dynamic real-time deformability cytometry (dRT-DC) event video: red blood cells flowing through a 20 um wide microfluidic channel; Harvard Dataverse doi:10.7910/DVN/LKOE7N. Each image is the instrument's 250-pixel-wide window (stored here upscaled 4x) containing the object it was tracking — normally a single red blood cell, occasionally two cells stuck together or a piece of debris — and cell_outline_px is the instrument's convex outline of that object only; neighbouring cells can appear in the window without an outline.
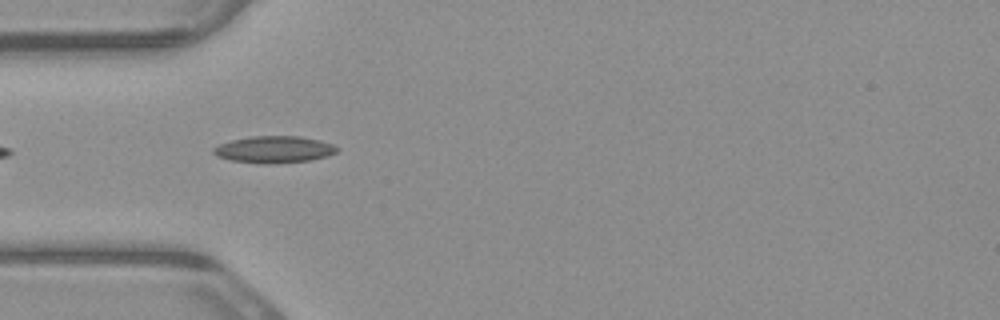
{"species": "common noctule bat (a hibernating species)", "species_latin": "Nyctalus noctula", "temperature_condition": "warm", "stored_images_in_passage": 1, "camera_frame_rate_fps": 3000, "um_per_image_px": 0.085, "animal": {"sex": "male", "body_mass_g": 23.1, "forearm_length_mm": 52.7}, "frame": {"image": 1, "passage_image": 1, "time_ms": 0.0, "image_size_px": [1000, 320], "cell_outline_px": [[340, 148], [336, 152], [328, 156], [312, 160], [268, 164], [264, 164], [232, 160], [216, 156], [212, 152], [212, 148], [220, 144], [232, 140], [252, 136], [300, 136], [320, 140], [332, 144]], "centroid_in_image_um": [23.32, 12.7], "position_along_channel_um": 61.7, "area_um2": 19.36}}